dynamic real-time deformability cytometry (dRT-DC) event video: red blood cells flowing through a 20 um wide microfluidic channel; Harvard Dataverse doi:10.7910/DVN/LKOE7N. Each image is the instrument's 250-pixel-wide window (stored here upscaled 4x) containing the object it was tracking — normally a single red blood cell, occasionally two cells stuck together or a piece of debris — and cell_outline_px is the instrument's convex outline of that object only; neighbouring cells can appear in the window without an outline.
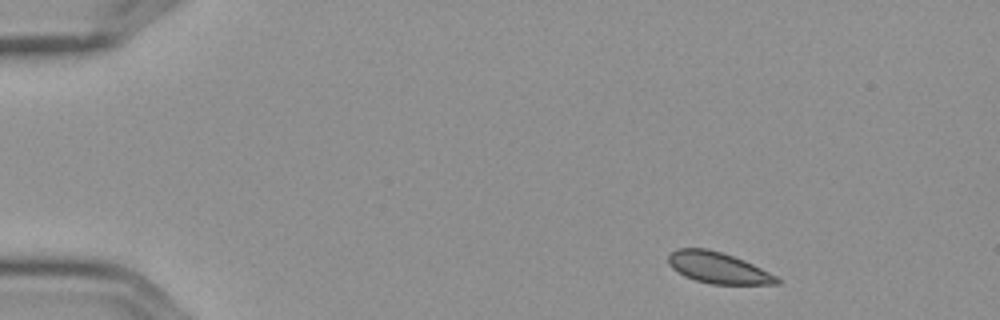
{"species": "Egyptian fruit bat (a non-hibernating species)", "species_latin": "Rousettus aegyptiacus", "temperature_condition": "cold", "stored_images_in_passage": 6, "camera_frame_rate_fps": 3000, "um_per_image_px": 0.085, "frame": {"image": 1, "passage_image": 1, "time_ms": 0.0, "image_size_px": [1000, 320], "cell_outline_px": [[780, 284], [712, 284], [696, 280], [684, 276], [672, 268], [668, 264], [668, 256], [672, 252], [680, 248], [704, 248], [720, 252], [744, 260], [776, 276], [780, 280]], "centroid_in_image_um": [61.02, 22.77], "position_along_channel_um": 24.0, "area_um2": 19.42}}
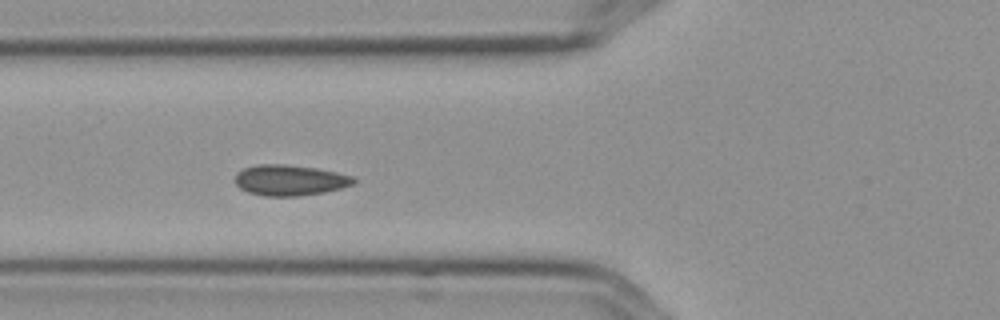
{"frame": {"image": 2, "passage_image": 5, "time_ms": 1.333, "image_size_px": [1000, 320], "cell_outline_px": [[356, 184], [324, 192], [296, 196], [264, 196], [248, 192], [240, 188], [236, 184], [236, 172], [244, 168], [260, 164], [284, 164], [316, 168], [336, 172], [352, 176], [356, 180]], "centroid_in_image_um": [24.64, 15.31], "position_along_channel_um": 101.2, "area_um2": 21.15}}
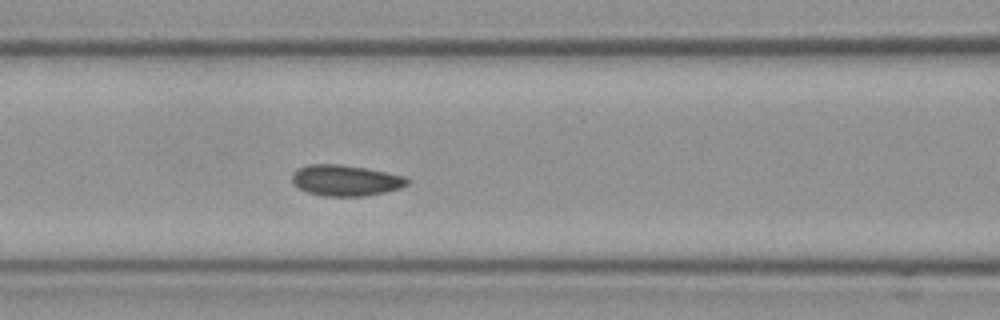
{"frame": {"image": 3, "passage_image": 6, "time_ms": 1.667, "image_size_px": [1000, 320], "cell_outline_px": [[412, 180], [408, 184], [400, 188], [384, 192], [364, 196], [324, 196], [308, 192], [300, 188], [292, 180], [292, 176], [296, 168], [308, 164], [340, 164], [364, 168], [404, 176]], "centroid_in_image_um": [29.38, 15.33], "position_along_channel_um": 137.2, "area_um2": 20.63}}